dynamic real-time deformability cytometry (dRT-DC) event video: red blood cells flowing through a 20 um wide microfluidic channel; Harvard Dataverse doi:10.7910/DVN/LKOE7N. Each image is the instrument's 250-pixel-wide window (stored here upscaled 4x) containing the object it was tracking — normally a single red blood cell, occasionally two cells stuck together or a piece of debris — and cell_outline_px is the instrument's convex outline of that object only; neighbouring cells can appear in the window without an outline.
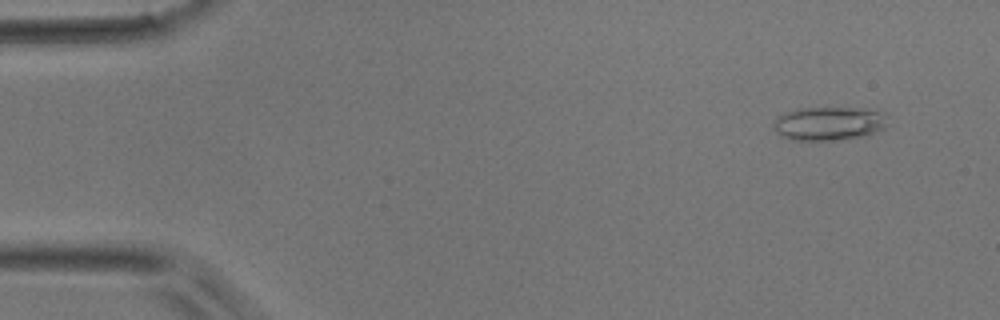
{"species": "common noctule bat (a hibernating species)", "species_latin": "Nyctalus noctula", "temperature_condition": "room temperature", "stored_images_in_passage": 48, "camera_frame_rate_fps": 3000, "um_per_image_px": 0.085, "animal": {"sex": "male", "body_mass_g": 17.9}, "frame": {"image": 1, "passage_image": 4, "time_ms": 1.0, "image_size_px": [1000, 320], "cell_outline_px": [[888, 116], [884, 128], [864, 136], [844, 140], [792, 140], [780, 136], [776, 132], [772, 124], [776, 116], [784, 112], [796, 108], [860, 108], [884, 112]], "centroid_in_image_um": [70.42, 10.5], "position_along_channel_um": 14.6, "area_um2": 22.77}}
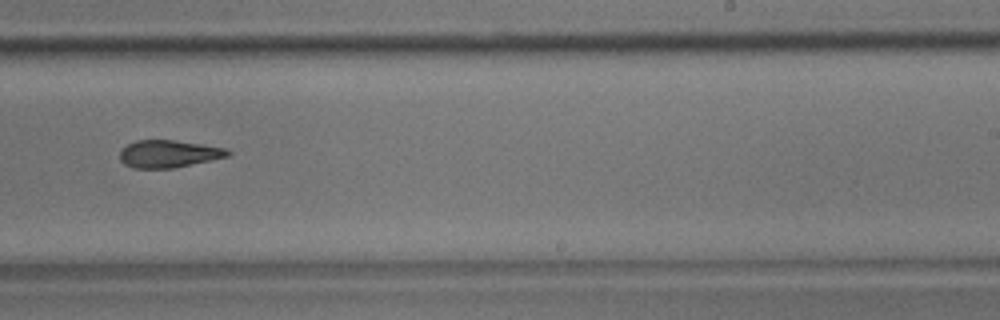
{"frame": {"image": 2, "passage_image": 30, "time_ms": 9.667, "image_size_px": [1000, 320], "cell_outline_px": [[232, 152], [228, 156], [212, 160], [172, 168], [132, 168], [124, 164], [120, 160], [120, 152], [128, 144], [136, 140], [172, 140], [228, 148]], "centroid_in_image_um": [14.34, 13.08], "position_along_channel_um": 274.7, "area_um2": 17.17}}
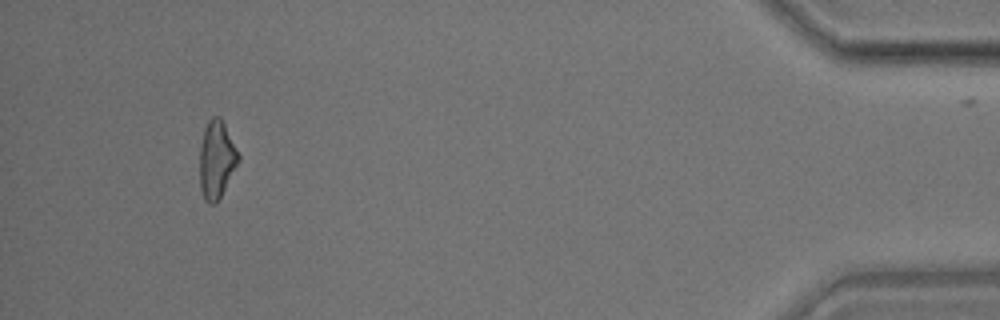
{"frame": {"image": 3, "passage_image": 45, "time_ms": 14.667, "image_size_px": [1000, 320], "cell_outline_px": [[240, 160], [216, 204], [208, 204], [204, 200], [200, 188], [200, 148], [204, 128], [208, 120], [212, 116], [220, 116], [240, 156]], "centroid_in_image_um": [18.4, 13.58], "position_along_channel_um": 416.8, "area_um2": 17.46}}